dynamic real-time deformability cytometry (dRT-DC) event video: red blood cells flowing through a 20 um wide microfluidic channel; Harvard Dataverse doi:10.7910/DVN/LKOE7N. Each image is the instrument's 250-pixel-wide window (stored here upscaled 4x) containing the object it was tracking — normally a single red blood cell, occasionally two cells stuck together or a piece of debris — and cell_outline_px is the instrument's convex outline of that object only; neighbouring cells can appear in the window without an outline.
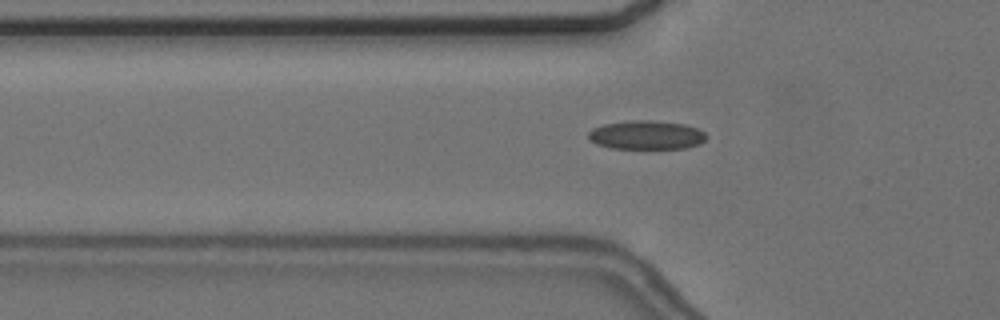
{"species": "common noctule bat (a hibernating species)", "species_latin": "Nyctalus noctula", "temperature_condition": "cold", "stored_images_in_passage": 40, "camera_frame_rate_fps": 3000, "um_per_image_px": 0.085, "animal": {"sex": "female", "body_mass_g": 24.6, "forearm_length_mm": 56.2}, "frame": {"image": 1, "passage_image": 3, "time_ms": 0.667, "image_size_px": [1000, 320], "cell_outline_px": [[708, 136], [700, 144], [684, 148], [612, 148], [596, 144], [588, 136], [588, 132], [592, 128], [604, 124], [632, 120], [652, 120], [684, 124], [696, 128], [704, 132]], "centroid_in_image_um": [54.95, 11.47], "position_along_channel_um": 70.9, "area_um2": 19.71}}
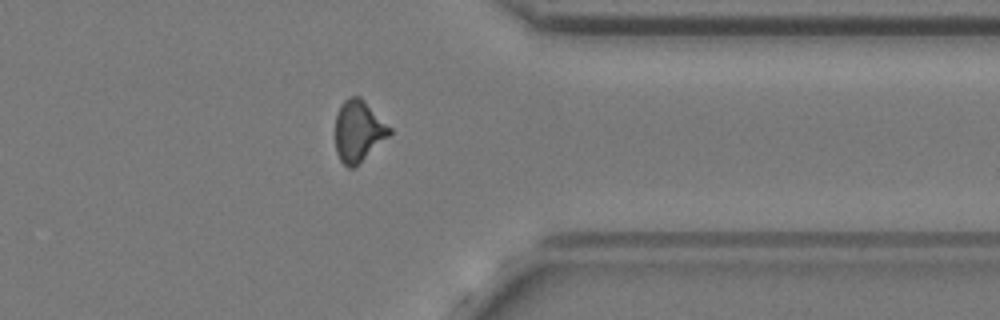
{"frame": {"image": 2, "passage_image": 29, "time_ms": 9.333, "image_size_px": [1000, 320], "cell_outline_px": [[392, 132], [388, 136], [352, 168], [348, 168], [340, 160], [336, 152], [336, 116], [340, 104], [348, 96], [360, 96], [392, 128]], "centroid_in_image_um": [30.45, 11.09], "position_along_channel_um": 381.0, "area_um2": 19.07}}
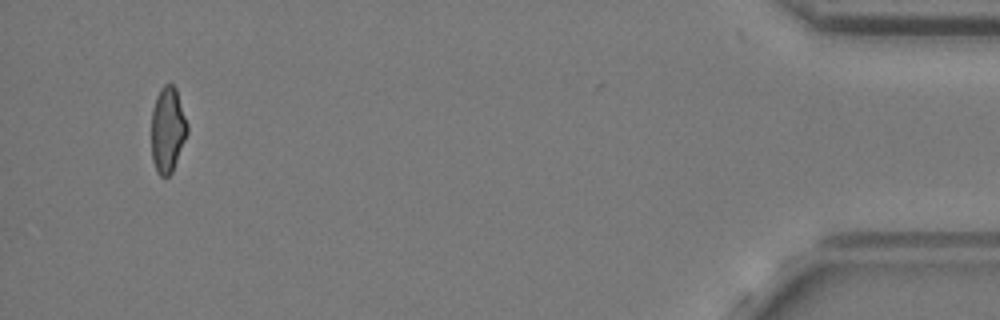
{"frame": {"image": 3, "passage_image": 38, "time_ms": 12.333, "image_size_px": [1000, 320], "cell_outline_px": [[188, 132], [172, 172], [168, 176], [160, 176], [156, 172], [152, 160], [152, 108], [156, 96], [160, 88], [164, 84], [172, 84], [176, 88], [188, 124]], "centroid_in_image_um": [14.25, 11.01], "position_along_channel_um": 421.0, "area_um2": 17.98}, "authors_computed_cell_mechanics": {"area_um2": 18.9873, "velocity_mm_per_s": 3.6642, "shape_relaxation_time_tau1_ms": null, "shape_relaxation_time_tau2_ms": 2.1744, "deformation_change_tau1": null, "deformation_change_tau2": 0.0709}}